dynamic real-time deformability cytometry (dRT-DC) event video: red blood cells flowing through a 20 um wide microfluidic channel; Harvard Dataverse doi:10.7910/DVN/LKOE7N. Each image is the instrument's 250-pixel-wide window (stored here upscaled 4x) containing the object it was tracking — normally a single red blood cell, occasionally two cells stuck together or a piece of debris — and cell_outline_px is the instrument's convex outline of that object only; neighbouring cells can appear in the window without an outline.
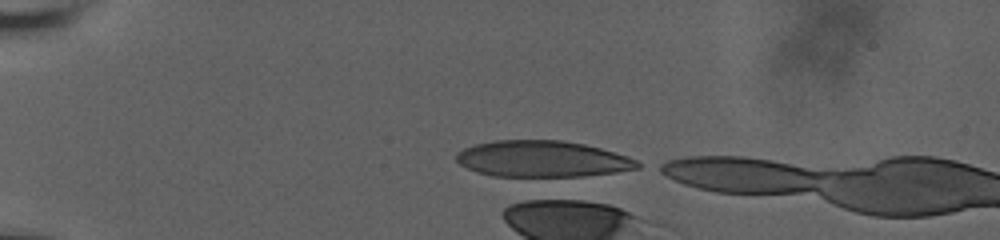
{"species": "human", "species_latin": "Homo sapiens", "temperature_condition": "room temperature", "stored_images_in_passage": 1, "camera_frame_rate_fps": 3000, "um_per_image_px": 0.085, "donor": {"sex": "male"}, "frame": {"image": 1, "passage_image": 1, "time_ms": 0.0, "image_size_px": [1000, 240], "cell_outline_px": [[644, 164], [640, 168], [616, 172], [584, 176], [492, 176], [476, 172], [460, 164], [456, 160], [456, 152], [464, 148], [476, 144], [496, 140], [564, 140], [584, 144], [600, 148], [628, 156]], "centroid_in_image_um": [46.11, 13.51], "position_along_channel_um": 38.9, "area_um2": 38.44}}